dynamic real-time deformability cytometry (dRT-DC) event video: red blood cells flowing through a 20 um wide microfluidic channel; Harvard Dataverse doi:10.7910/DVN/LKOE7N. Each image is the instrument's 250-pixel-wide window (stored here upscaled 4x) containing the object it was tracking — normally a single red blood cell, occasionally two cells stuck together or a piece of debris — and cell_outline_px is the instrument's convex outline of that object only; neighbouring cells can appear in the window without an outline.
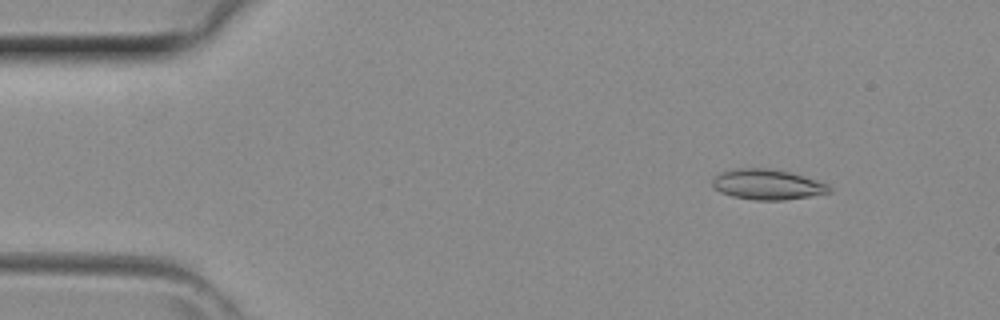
{"species": "common noctule bat (a hibernating species)", "species_latin": "Nyctalus noctula", "temperature_condition": "room temperature", "stored_images_in_passage": 41, "camera_frame_rate_fps": 3000, "um_per_image_px": 0.085, "animal": {"sex": "female", "body_mass_g": 29.2, "forearm_length_mm": 56.3}, "frame": {"image": 1, "passage_image": 5, "time_ms": 1.333, "image_size_px": [1000, 320], "cell_outline_px": [[832, 192], [784, 200], [756, 200], [732, 196], [720, 192], [712, 188], [712, 176], [720, 172], [736, 168], [768, 168], [788, 172], [816, 180], [828, 184], [832, 188]], "centroid_in_image_um": [65.17, 15.68], "position_along_channel_um": 19.8, "area_um2": 20.69}}
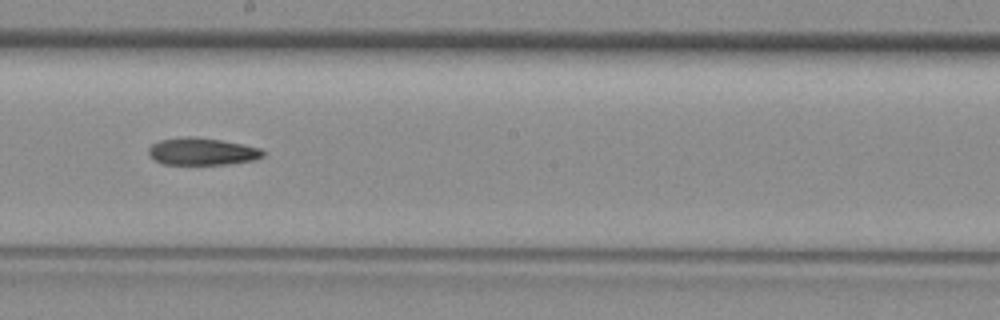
{"frame": {"image": 2, "passage_image": 23, "time_ms": 7.333, "image_size_px": [1000, 320], "cell_outline_px": [[264, 156], [256, 160], [232, 164], [160, 164], [148, 152], [148, 148], [152, 144], [160, 140], [188, 136], [192, 136], [220, 140], [244, 144], [260, 148], [264, 152]], "centroid_in_image_um": [17.21, 12.88], "position_along_channel_um": 231.0, "area_um2": 18.21}}
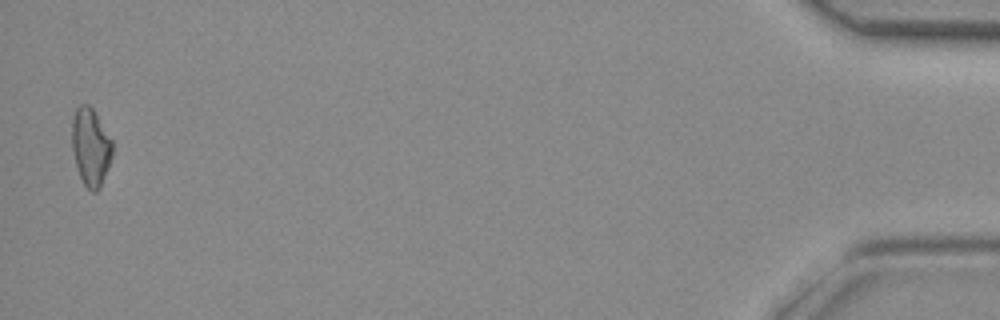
{"frame": {"image": 3, "passage_image": 41, "time_ms": 13.333, "image_size_px": [1000, 320], "cell_outline_px": [[112, 156], [108, 168], [100, 188], [96, 192], [92, 192], [84, 184], [80, 176], [76, 164], [72, 148], [72, 116], [76, 108], [80, 104], [88, 104], [92, 108], [112, 140]], "centroid_in_image_um": [7.7, 12.48], "position_along_channel_um": 427.5, "area_um2": 18.21}}